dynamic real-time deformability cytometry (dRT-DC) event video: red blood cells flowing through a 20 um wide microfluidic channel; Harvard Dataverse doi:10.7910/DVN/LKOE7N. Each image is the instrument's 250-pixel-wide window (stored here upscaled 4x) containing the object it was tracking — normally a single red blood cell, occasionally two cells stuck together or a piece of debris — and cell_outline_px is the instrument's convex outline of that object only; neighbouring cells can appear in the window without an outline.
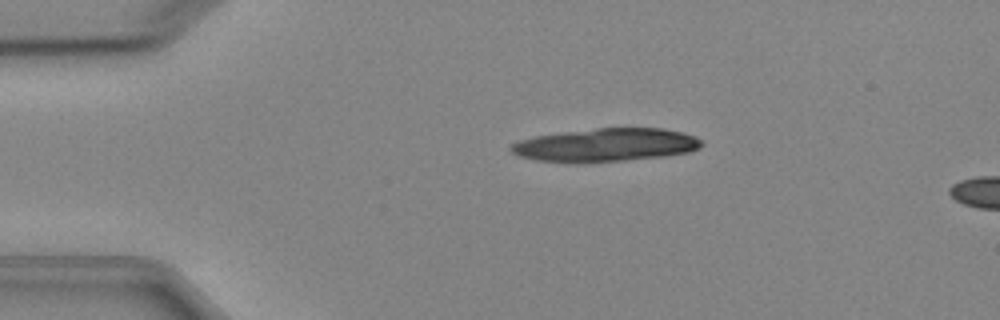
{"species": "Egyptian fruit bat (a non-hibernating species)", "species_latin": "Rousettus aegyptiacus", "temperature_condition": "cold", "stored_images_in_passage": 3, "camera_frame_rate_fps": 3000, "um_per_image_px": 0.085, "animal": {"sex": "female"}, "frame": {"image": 1, "passage_image": 2, "time_ms": 1.0, "image_size_px": [1000, 320], "cell_outline_px": [[704, 144], [700, 148], [688, 152], [664, 156], [624, 160], [576, 164], [536, 160], [520, 156], [512, 152], [508, 148], [512, 144], [520, 140], [536, 136], [564, 132], [596, 128], [660, 128], [684, 132], [696, 136], [704, 140]], "centroid_in_image_um": [51.52, 12.33], "position_along_channel_um": 33.5, "area_um2": 37.22}}